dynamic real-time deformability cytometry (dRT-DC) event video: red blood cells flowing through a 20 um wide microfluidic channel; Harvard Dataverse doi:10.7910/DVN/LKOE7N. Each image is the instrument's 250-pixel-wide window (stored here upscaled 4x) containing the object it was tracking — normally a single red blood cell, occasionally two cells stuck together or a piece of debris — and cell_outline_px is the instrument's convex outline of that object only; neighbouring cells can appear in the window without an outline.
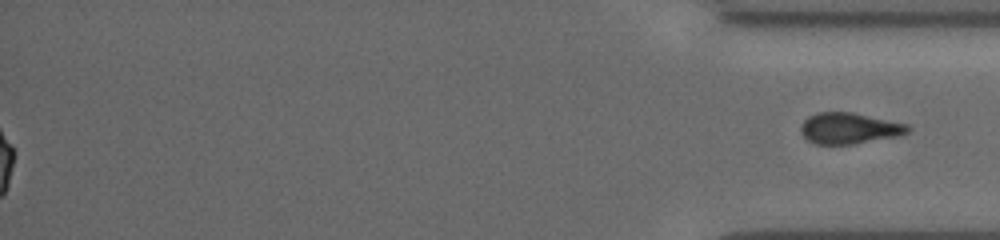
{"species": "common noctule bat (a hibernating species)", "species_latin": "Nyctalus noctula", "temperature_condition": "cold", "stored_images_in_passage": 75, "segment_of_instrument_passage": [2, 2], "camera_frame_rate_fps": 3000, "um_per_image_px": 0.085, "animal": {"sex": "female", "body_mass_g": 19.5, "forearm_length_mm": 54.1}, "frame": {"image": 1, "passage_image": 75, "time_ms": 18.333, "image_size_px": [1000, 240], "cell_outline_px": [[912, 128], [908, 132], [896, 136], [852, 144], [816, 144], [808, 140], [800, 132], [800, 128], [804, 120], [808, 116], [816, 112], [852, 112], [908, 124]], "centroid_in_image_um": [72.17, 10.89], "position_along_channel_um": 363.0, "area_um2": 19.31}}